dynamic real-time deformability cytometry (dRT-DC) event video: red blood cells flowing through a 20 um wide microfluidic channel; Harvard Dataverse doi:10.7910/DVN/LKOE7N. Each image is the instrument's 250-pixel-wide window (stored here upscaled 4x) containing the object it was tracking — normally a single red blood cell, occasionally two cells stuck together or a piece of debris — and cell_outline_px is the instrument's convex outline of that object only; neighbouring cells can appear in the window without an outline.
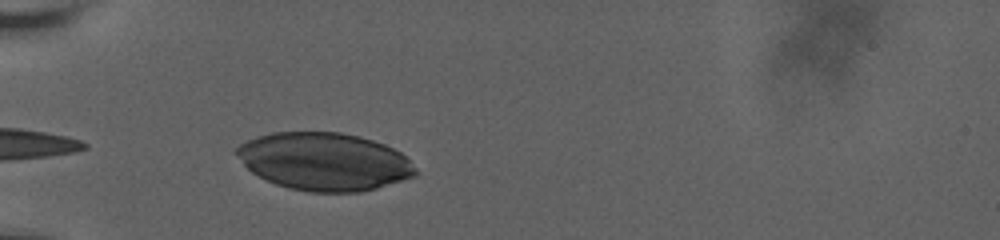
{"species": "human", "species_latin": "Homo sapiens", "temperature_condition": "room temperature", "stored_images_in_passage": 33, "camera_frame_rate_fps": 3000, "um_per_image_px": 0.085, "donor": {"sex": "male"}, "frame": {"image": 1, "passage_image": 4, "time_ms": 0.667, "image_size_px": [1000, 240], "cell_outline_px": [[416, 176], [376, 188], [360, 192], [308, 192], [288, 188], [276, 184], [252, 172], [232, 152], [240, 144], [256, 136], [272, 132], [340, 132], [360, 136], [384, 144], [400, 152], [416, 168]], "centroid_in_image_um": [27.54, 13.73], "position_along_channel_um": 57.5, "area_um2": 60.23}}
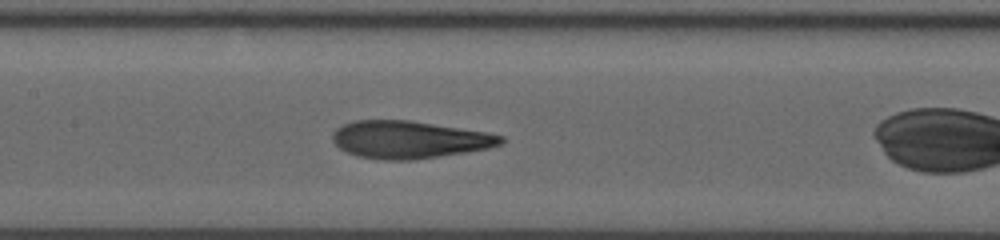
{"frame": {"image": 2, "passage_image": 18, "time_ms": 3.0, "image_size_px": [1000, 240], "cell_outline_px": [[504, 140], [500, 144], [488, 148], [440, 156], [412, 160], [384, 160], [356, 156], [340, 148], [332, 140], [332, 132], [336, 128], [344, 124], [356, 120], [408, 120], [488, 132], [504, 136]], "centroid_in_image_um": [34.76, 11.86], "position_along_channel_um": 172.6, "area_um2": 36.65}}
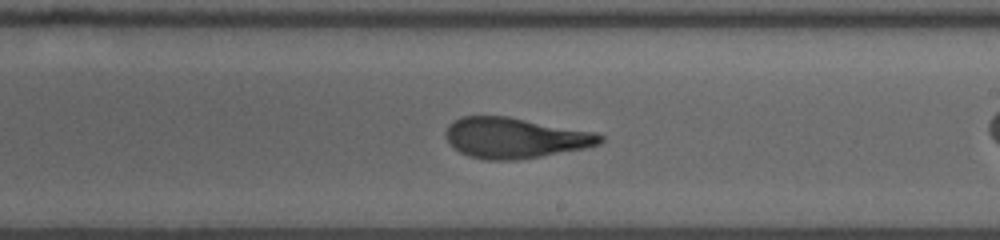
{"frame": {"image": 3, "passage_image": 29, "time_ms": 5.0, "image_size_px": [1000, 240], "cell_outline_px": [[604, 140], [600, 144], [584, 148], [540, 156], [516, 160], [484, 160], [468, 156], [460, 152], [444, 136], [444, 132], [448, 124], [460, 116], [508, 116], [596, 132], [604, 136]], "centroid_in_image_um": [43.76, 11.71], "position_along_channel_um": 245.2, "area_um2": 36.59}}